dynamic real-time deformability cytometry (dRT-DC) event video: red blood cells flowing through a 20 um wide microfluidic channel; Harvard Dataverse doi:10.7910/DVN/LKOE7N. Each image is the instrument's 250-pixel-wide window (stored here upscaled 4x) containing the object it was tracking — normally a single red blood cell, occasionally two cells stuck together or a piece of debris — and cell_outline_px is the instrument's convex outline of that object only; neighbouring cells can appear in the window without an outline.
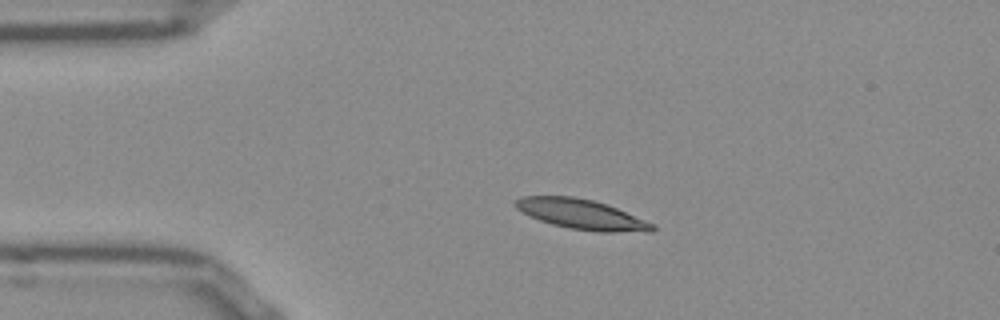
{"species": "Egyptian fruit bat (a non-hibernating species)", "species_latin": "Rousettus aegyptiacus", "temperature_condition": "room temperature", "stored_images_in_passage": 42, "camera_frame_rate_fps": 3000, "um_per_image_px": 0.085, "frame": {"image": 1, "passage_image": 1, "time_ms": 0.0, "image_size_px": [1000, 320], "cell_outline_px": [[656, 228], [652, 232], [596, 232], [568, 228], [552, 224], [528, 216], [516, 208], [516, 200], [520, 196], [572, 196], [592, 200], [608, 204], [656, 224]], "centroid_in_image_um": [49.48, 18.23], "position_along_channel_um": 35.5, "area_um2": 24.16}}
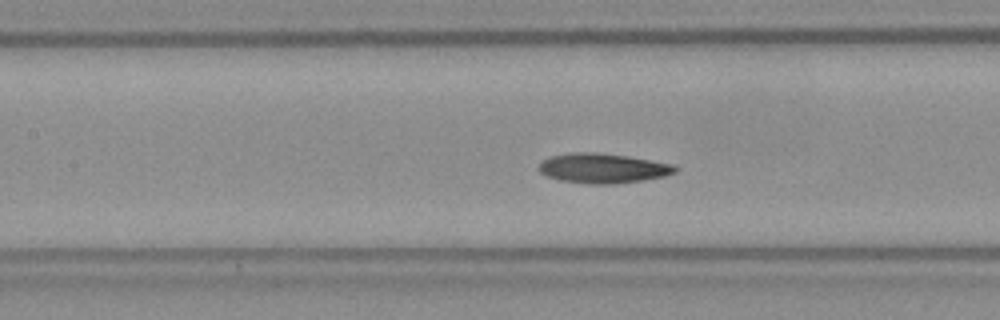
{"frame": {"image": 2, "passage_image": 13, "time_ms": 4.0, "image_size_px": [1000, 320], "cell_outline_px": [[680, 168], [676, 172], [664, 176], [644, 180], [612, 184], [588, 184], [560, 180], [548, 176], [540, 172], [536, 168], [544, 160], [552, 156], [572, 152], [596, 152], [628, 156], [672, 164]], "centroid_in_image_um": [51.25, 14.3], "position_along_channel_um": 156.1, "area_um2": 23.64}}
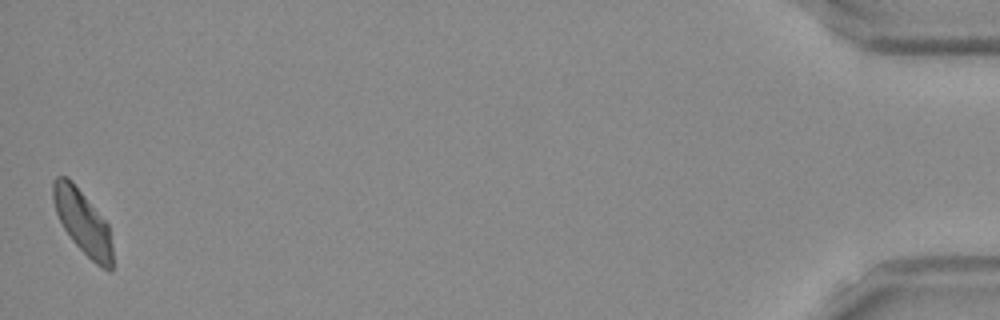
{"frame": {"image": 3, "passage_image": 42, "time_ms": 13.667, "image_size_px": [1000, 320], "cell_outline_px": [[112, 268], [108, 272], [96, 264], [72, 240], [64, 228], [56, 212], [52, 200], [52, 184], [56, 176], [68, 176], [72, 180], [108, 224], [112, 244]], "centroid_in_image_um": [7.02, 18.85], "position_along_channel_um": 428.2, "area_um2": 22.02}, "authors_computed_cell_mechanics": {"area_um2": 22.6865, "velocity_mm_per_s": 3.8308, "shape_relaxation_time_tau1_ms": null, "shape_relaxation_time_tau2_ms": 4.9966, "deformation_change_tau1": null, "deformation_change_tau2": 0.11}}